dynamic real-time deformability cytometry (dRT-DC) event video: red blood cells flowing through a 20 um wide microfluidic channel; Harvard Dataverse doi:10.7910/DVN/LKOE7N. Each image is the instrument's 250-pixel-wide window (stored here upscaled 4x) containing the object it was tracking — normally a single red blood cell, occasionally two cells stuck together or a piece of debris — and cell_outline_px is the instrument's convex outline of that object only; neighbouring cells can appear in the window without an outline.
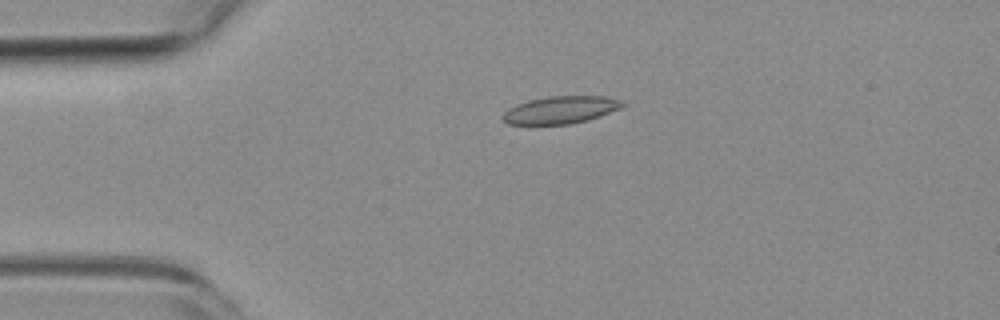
{"species": "common noctule bat (a hibernating species)", "species_latin": "Nyctalus noctula", "temperature_condition": "room temperature", "stored_images_in_passage": 43, "camera_frame_rate_fps": 3000, "um_per_image_px": 0.085, "animal": {"sex": "female", "body_mass_g": 19.3, "forearm_length_mm": 54.1}, "frame": {"image": 1, "passage_image": 1, "time_ms": 0.0, "image_size_px": [1000, 320], "cell_outline_px": [[628, 104], [620, 108], [600, 116], [588, 120], [568, 124], [508, 124], [500, 116], [508, 108], [516, 104], [528, 100], [548, 96], [604, 96], [624, 100]], "centroid_in_image_um": [47.67, 9.33], "position_along_channel_um": 37.3, "area_um2": 19.31}}
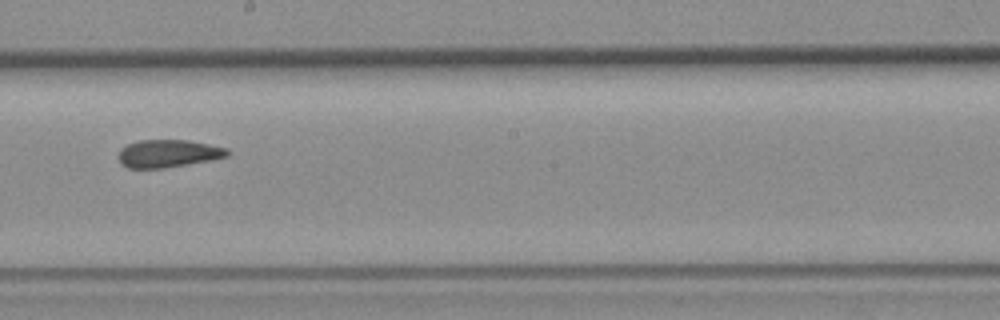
{"frame": {"image": 2, "passage_image": 19, "time_ms": 6.0, "image_size_px": [1000, 320], "cell_outline_px": [[232, 152], [228, 156], [212, 160], [164, 168], [128, 168], [120, 164], [116, 156], [120, 148], [128, 144], [140, 140], [188, 140], [228, 148]], "centroid_in_image_um": [14.28, 13.05], "position_along_channel_um": 233.9, "area_um2": 17.86}}
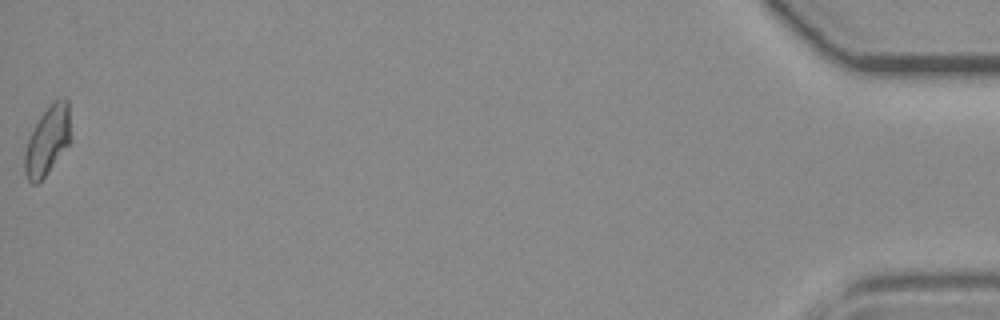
{"frame": {"image": 3, "passage_image": 43, "time_ms": 14.0, "image_size_px": [1000, 320], "cell_outline_px": [[68, 144], [44, 176], [36, 184], [32, 184], [28, 180], [24, 172], [24, 152], [28, 136], [40, 116], [48, 104], [52, 100], [60, 96], [64, 96], [68, 100]], "centroid_in_image_um": [3.98, 11.89], "position_along_channel_um": 431.2, "area_um2": 18.15}, "authors_computed_cell_mechanics": {"area_um2": 18.1492, "velocity_mm_per_s": 3.8065, "shape_relaxation_time_tau1_ms": null, "shape_relaxation_time_tau2_ms": 2.6113, "deformation_change_tau1": null, "deformation_change_tau2": 0.0973}}